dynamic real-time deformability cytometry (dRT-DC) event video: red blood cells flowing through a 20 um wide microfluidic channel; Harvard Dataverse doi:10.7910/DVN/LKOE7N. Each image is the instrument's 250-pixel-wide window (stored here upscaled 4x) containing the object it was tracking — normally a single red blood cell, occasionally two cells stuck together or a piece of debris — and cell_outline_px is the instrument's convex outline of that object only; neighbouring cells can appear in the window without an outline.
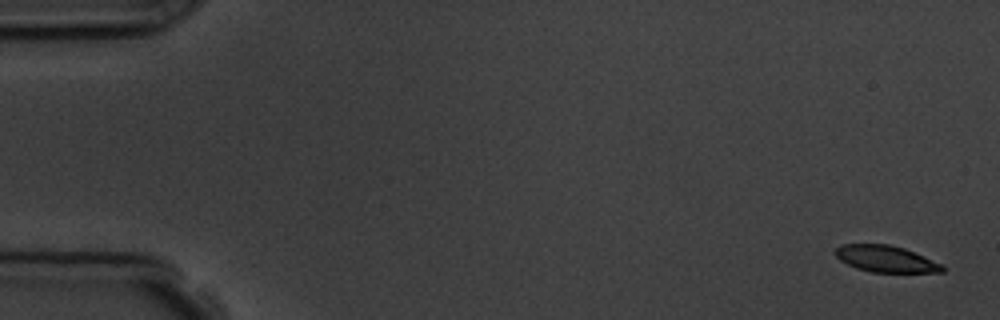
{"species": "common noctule bat (a hibernating species)", "species_latin": "Nyctalus noctula", "temperature_condition": "room temperature", "stored_images_in_passage": 6, "segment_of_instrument_passage": [1, 2], "camera_frame_rate_fps": 3000, "um_per_image_px": 0.085, "animal": {"sex": "male", "body_mass_g": 19.5, "forearm_length_mm": 54.6}, "frame": {"image": 1, "passage_image": 1, "time_ms": 0.0, "image_size_px": [1000, 320], "cell_outline_px": [[944, 272], [872, 272], [856, 268], [840, 260], [836, 256], [836, 248], [840, 244], [888, 244], [904, 248], [924, 256], [940, 264], [944, 268]], "centroid_in_image_um": [75.27, 22.0], "position_along_channel_um": 9.7, "area_um2": 16.36}}